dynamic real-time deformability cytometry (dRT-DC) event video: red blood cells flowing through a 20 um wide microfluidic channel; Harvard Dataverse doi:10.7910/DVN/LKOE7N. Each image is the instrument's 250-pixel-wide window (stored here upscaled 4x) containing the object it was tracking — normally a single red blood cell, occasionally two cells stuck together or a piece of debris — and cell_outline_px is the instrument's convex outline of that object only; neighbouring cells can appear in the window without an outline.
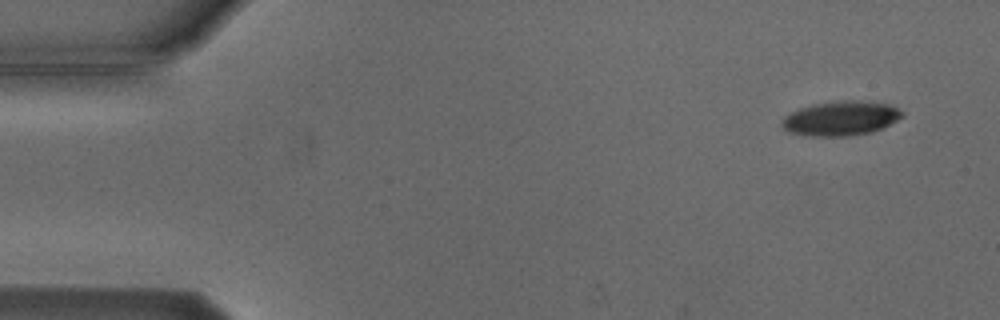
{"species": "Egyptian fruit bat (a non-hibernating species)", "species_latin": "Rousettus aegyptiacus", "temperature_condition": "cold", "stored_images_in_passage": 6, "camera_frame_rate_fps": 3000, "um_per_image_px": 0.085, "animal": {"sex": "male"}, "frame": {"image": 1, "passage_image": 1, "time_ms": 0.0, "image_size_px": [1000, 320], "cell_outline_px": [[904, 116], [872, 132], [848, 136], [808, 136], [792, 132], [784, 128], [780, 124], [780, 120], [784, 116], [800, 108], [812, 104], [844, 100], [856, 100], [888, 104], [904, 112]], "centroid_in_image_um": [71.44, 10.06], "position_along_channel_um": 13.6, "area_um2": 23.99}}
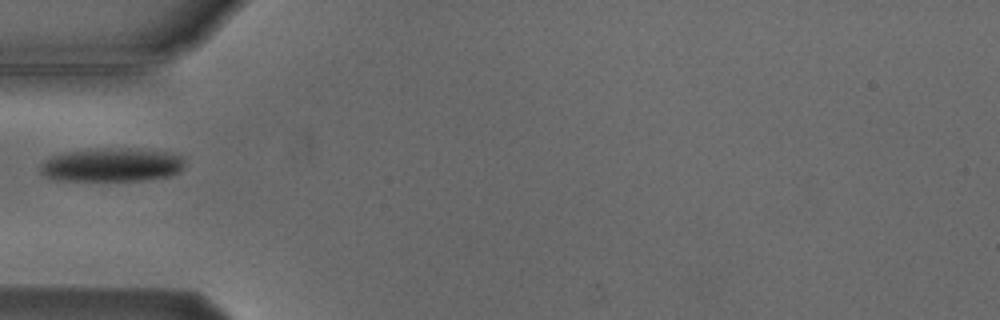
{"frame": {"image": 2, "passage_image": 5, "time_ms": 4.667, "image_size_px": [1000, 320], "cell_outline_px": [[184, 168], [180, 172], [172, 176], [144, 180], [56, 180], [40, 172], [40, 168], [52, 156], [68, 152], [104, 148], [136, 148], [172, 152], [184, 156]], "centroid_in_image_um": [9.65, 14.0], "position_along_channel_um": 75.4, "area_um2": 28.32}}
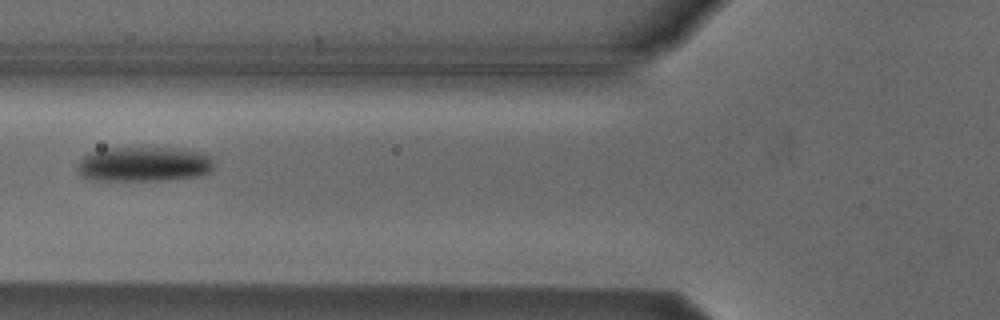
{"frame": {"image": 3, "passage_image": 6, "time_ms": 5.667, "image_size_px": [1000, 320], "cell_outline_px": [[212, 172], [200, 176], [164, 180], [88, 180], [80, 176], [76, 172], [76, 164], [88, 152], [108, 148], [180, 148], [212, 156]], "centroid_in_image_um": [12.18, 13.96], "position_along_channel_um": 113.6, "area_um2": 28.03}}